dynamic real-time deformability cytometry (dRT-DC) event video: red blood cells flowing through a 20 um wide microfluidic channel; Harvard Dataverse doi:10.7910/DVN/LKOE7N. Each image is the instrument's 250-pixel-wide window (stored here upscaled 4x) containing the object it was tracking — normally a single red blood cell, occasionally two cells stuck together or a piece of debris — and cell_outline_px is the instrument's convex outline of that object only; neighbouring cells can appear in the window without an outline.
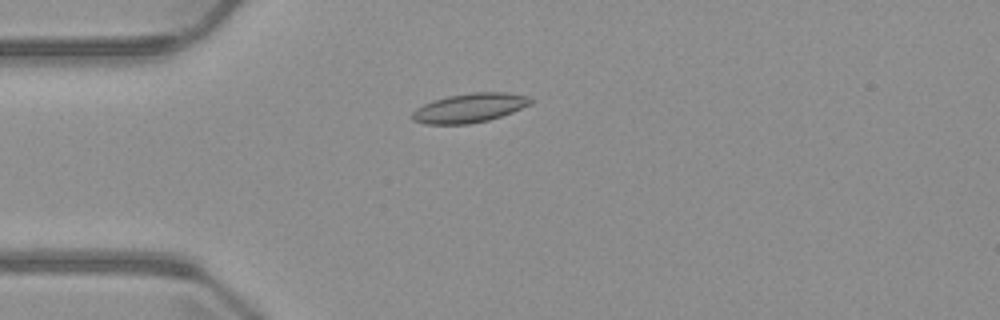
{"species": "common noctule bat (a hibernating species)", "species_latin": "Nyctalus noctula", "temperature_condition": "warm", "stored_images_in_passage": 1, "camera_frame_rate_fps": 3000, "um_per_image_px": 0.085, "animal": {"sex": "male", "body_mass_g": 23.1, "forearm_length_mm": 52.7}, "frame": {"image": 1, "passage_image": 1, "time_ms": 0.0, "image_size_px": [1000, 320], "cell_outline_px": [[532, 104], [512, 112], [488, 120], [468, 124], [424, 124], [412, 120], [412, 112], [416, 108], [432, 100], [448, 96], [472, 92], [504, 92], [528, 96], [532, 100]], "centroid_in_image_um": [39.9, 9.17], "position_along_channel_um": 45.1, "area_um2": 20.11}}